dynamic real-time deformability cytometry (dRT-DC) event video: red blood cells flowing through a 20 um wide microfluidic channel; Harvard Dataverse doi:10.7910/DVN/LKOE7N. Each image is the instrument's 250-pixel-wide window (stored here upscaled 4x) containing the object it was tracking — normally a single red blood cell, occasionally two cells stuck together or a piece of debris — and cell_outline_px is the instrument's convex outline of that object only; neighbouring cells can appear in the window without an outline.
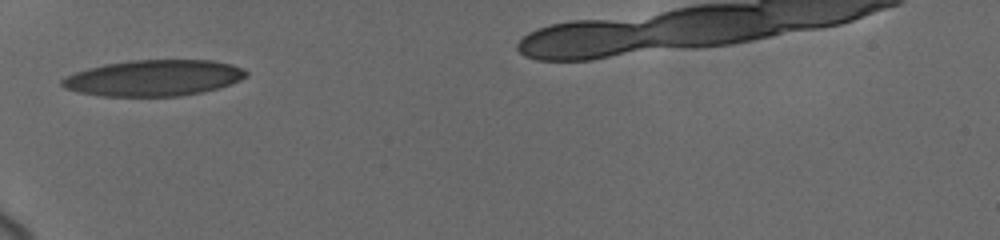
{"species": "human", "species_latin": "Homo sapiens", "temperature_condition": "cold", "stored_images_in_passage": 11, "camera_frame_rate_fps": 3000, "um_per_image_px": 0.085, "donor": {"sex": "female"}, "frame": {"image": 1, "passage_image": 1, "time_ms": 0.0, "image_size_px": [1000, 240], "cell_outline_px": [[248, 76], [232, 84], [200, 92], [180, 96], [100, 96], [76, 92], [64, 88], [60, 84], [60, 80], [64, 76], [88, 68], [104, 64], [132, 60], [212, 60], [232, 64], [248, 72]], "centroid_in_image_um": [13.03, 6.63], "position_along_channel_um": 72.0, "area_um2": 38.84}}
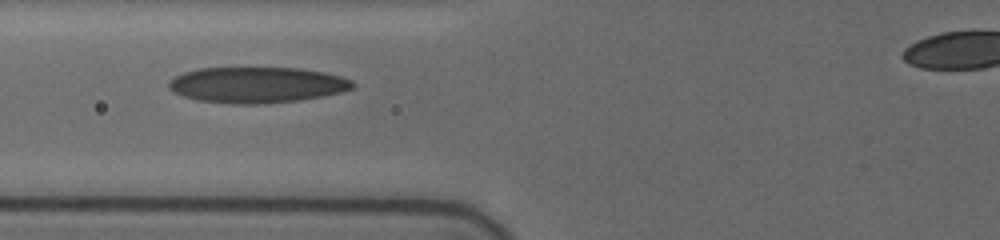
{"frame": {"image": 2, "passage_image": 5, "time_ms": 1.0, "image_size_px": [1000, 240], "cell_outline_px": [[356, 84], [352, 88], [340, 92], [320, 96], [296, 100], [256, 104], [236, 104], [196, 100], [184, 96], [168, 88], [168, 80], [184, 72], [200, 68], [300, 68], [324, 72], [340, 76], [352, 80]], "centroid_in_image_um": [21.82, 7.2], "position_along_channel_um": 104.0, "area_um2": 38.15}}
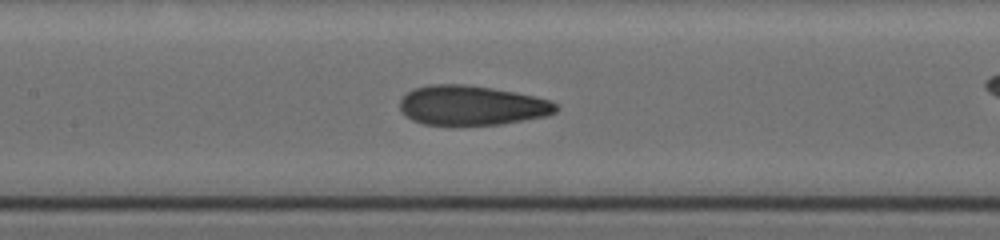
{"frame": {"image": 3, "passage_image": 7, "time_ms": 1.333, "image_size_px": [1000, 240], "cell_outline_px": [[556, 112], [544, 116], [500, 124], [424, 124], [412, 120], [400, 112], [400, 100], [412, 88], [428, 84], [464, 84], [492, 88], [532, 96], [548, 100], [556, 104]], "centroid_in_image_um": [40.02, 8.94], "position_along_channel_um": 167.4, "area_um2": 35.6}}